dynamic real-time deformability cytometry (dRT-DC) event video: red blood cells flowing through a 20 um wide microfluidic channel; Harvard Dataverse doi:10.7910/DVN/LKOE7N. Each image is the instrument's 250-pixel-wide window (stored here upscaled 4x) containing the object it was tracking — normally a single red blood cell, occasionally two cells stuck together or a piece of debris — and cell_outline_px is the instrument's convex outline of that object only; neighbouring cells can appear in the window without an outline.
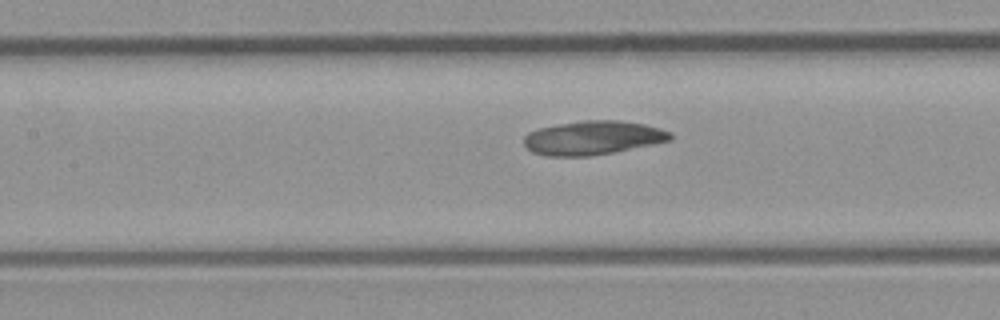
{"species": "common noctule bat (a hibernating species)", "species_latin": "Nyctalus noctula", "temperature_condition": "room temperature", "stored_images_in_passage": 9, "camera_frame_rate_fps": 3000, "um_per_image_px": 0.085, "animal": {"sex": "male", "body_mass_g": 23.1, "forearm_length_mm": 52.7}, "frame": {"image": 1, "passage_image": 9, "time_ms": 10.0, "image_size_px": [1000, 320], "cell_outline_px": [[672, 140], [616, 152], [588, 156], [548, 156], [532, 152], [524, 144], [524, 136], [528, 132], [536, 128], [584, 120], [620, 120], [644, 124], [660, 128], [672, 132]], "centroid_in_image_um": [50.41, 11.71], "position_along_channel_um": 157.0, "area_um2": 29.07}}